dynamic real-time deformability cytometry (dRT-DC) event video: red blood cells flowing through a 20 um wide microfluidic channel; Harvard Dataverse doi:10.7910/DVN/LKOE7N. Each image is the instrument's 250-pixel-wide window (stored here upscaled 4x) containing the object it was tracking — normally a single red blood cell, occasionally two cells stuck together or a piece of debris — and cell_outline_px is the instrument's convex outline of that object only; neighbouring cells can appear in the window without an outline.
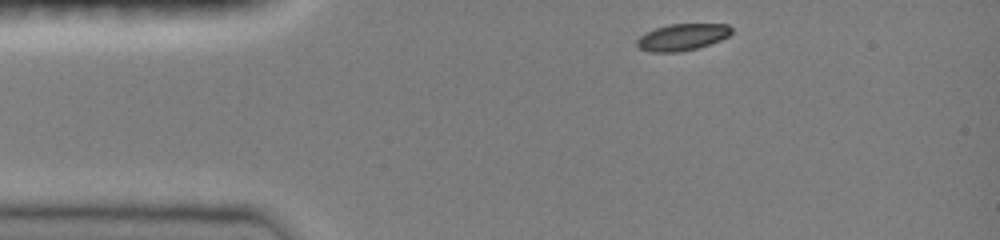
{"species": "common noctule bat (a hibernating species)", "species_latin": "Nyctalus noctula", "temperature_condition": "room temperature", "stored_images_in_passage": 36, "camera_frame_rate_fps": 3000, "um_per_image_px": 0.085, "animal": {"sex": "female", "body_mass_g": 19.0, "forearm_length_mm": 51.5}, "frame": {"image": 1, "passage_image": 1, "time_ms": 0.0, "image_size_px": [1000, 240], "cell_outline_px": [[732, 32], [728, 36], [720, 40], [696, 48], [676, 52], [648, 52], [640, 48], [636, 44], [636, 40], [644, 32], [668, 24], [728, 24], [732, 28]], "centroid_in_image_um": [57.96, 3.15], "position_along_channel_um": 27.0, "area_um2": 14.68}}
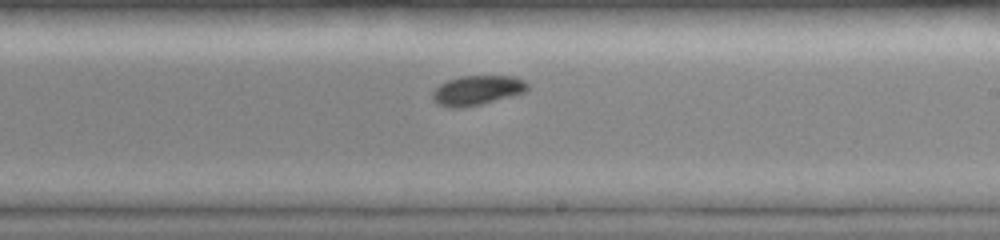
{"frame": {"image": 2, "passage_image": 21, "time_ms": 6.667, "image_size_px": [1000, 240], "cell_outline_px": [[528, 88], [524, 92], [512, 96], [464, 108], [452, 108], [436, 104], [432, 100], [432, 92], [440, 84], [448, 80], [460, 76], [516, 76], [524, 80], [528, 84]], "centroid_in_image_um": [40.54, 7.68], "position_along_channel_um": 248.5, "area_um2": 16.47}}
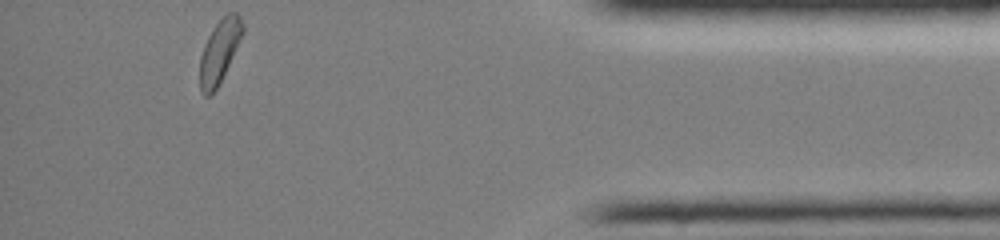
{"frame": {"image": 3, "passage_image": 36, "time_ms": 11.667, "image_size_px": [1000, 240], "cell_outline_px": [[244, 32], [216, 88], [208, 96], [204, 96], [200, 92], [200, 56], [204, 44], [212, 28], [228, 12], [236, 12], [240, 16], [244, 24]], "centroid_in_image_um": [18.65, 4.32], "position_along_channel_um": 416.6, "area_um2": 15.43}, "authors_computed_cell_mechanics": {"area_um2": 16.1262, "velocity_mm_per_s": 4.0478, "shape_relaxation_time_tau1_ms": 2.2264, "shape_relaxation_time_tau2_ms": null, "deformation_change_tau1": 0.0995, "deformation_change_tau2": null}}